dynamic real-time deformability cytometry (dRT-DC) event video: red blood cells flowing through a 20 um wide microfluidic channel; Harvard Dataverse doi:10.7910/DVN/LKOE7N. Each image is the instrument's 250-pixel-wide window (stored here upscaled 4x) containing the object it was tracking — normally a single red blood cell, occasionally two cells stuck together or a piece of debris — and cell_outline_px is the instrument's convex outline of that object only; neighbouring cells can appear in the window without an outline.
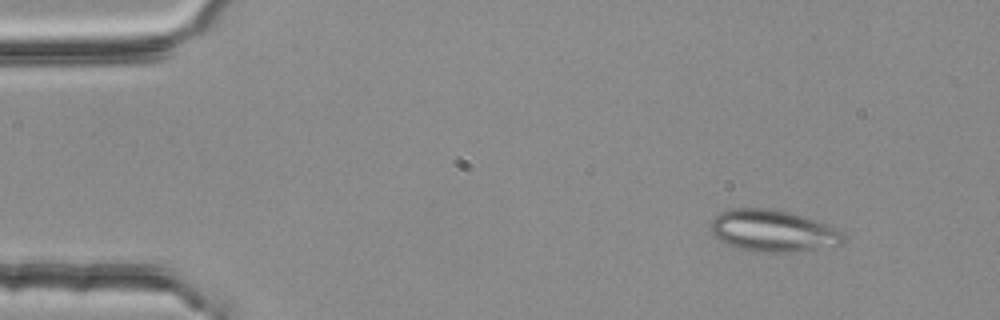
{"species": "common noctule bat (a hibernating species)", "species_latin": "Nyctalus noctula", "temperature_condition": "room temperature", "stored_images_in_passage": 3, "camera_frame_rate_fps": 3000, "um_per_image_px": 0.085, "animal": {"sex": "female", "body_mass_g": 25.1}, "frame": {"image": 1, "passage_image": 1, "time_ms": 0.0, "image_size_px": [1000, 320], "cell_outline_px": [[844, 240], [840, 244], [792, 252], [752, 252], [736, 248], [724, 244], [712, 232], [712, 220], [720, 212], [728, 208], [768, 208], [788, 212], [828, 224], [844, 232]], "centroid_in_image_um": [65.67, 19.62], "position_along_channel_um": 19.3, "area_um2": 32.25}}